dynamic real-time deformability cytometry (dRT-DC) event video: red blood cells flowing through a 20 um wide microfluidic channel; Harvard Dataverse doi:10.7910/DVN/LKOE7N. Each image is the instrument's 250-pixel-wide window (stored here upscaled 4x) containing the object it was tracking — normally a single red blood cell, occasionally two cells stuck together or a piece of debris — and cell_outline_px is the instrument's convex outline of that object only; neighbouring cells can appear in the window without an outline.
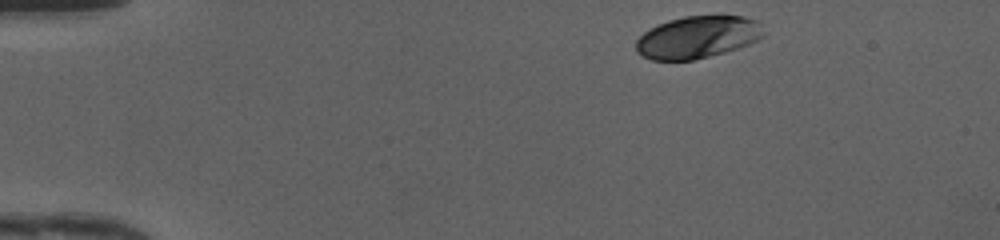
{"species": "human", "species_latin": "Homo sapiens", "temperature_condition": "cold", "stored_images_in_passage": 37, "camera_frame_rate_fps": 3000, "um_per_image_px": 0.085, "donor": {"sex": "female"}, "frame": {"image": 1, "passage_image": 1, "time_ms": 0.0, "image_size_px": [1000, 240], "cell_outline_px": [[764, 36], [748, 44], [724, 52], [692, 60], [652, 60], [636, 52], [636, 40], [648, 28], [668, 20], [684, 16], [716, 12], [720, 12], [744, 16], [756, 20]], "centroid_in_image_um": [59.28, 3.1], "position_along_channel_um": 25.7, "area_um2": 32.02}}
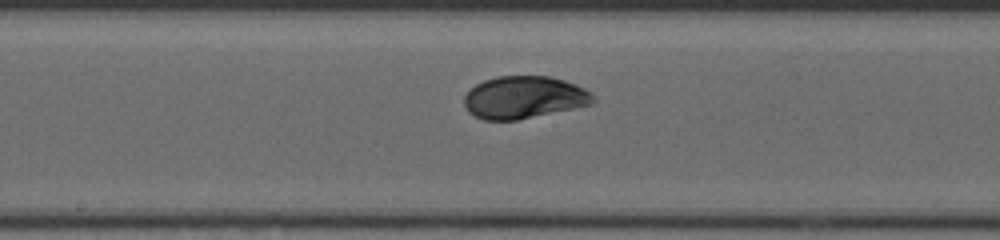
{"frame": {"image": 2, "passage_image": 20, "time_ms": 6.333, "image_size_px": [1000, 240], "cell_outline_px": [[596, 100], [592, 104], [516, 120], [484, 120], [468, 112], [464, 104], [464, 96], [476, 84], [484, 80], [500, 76], [548, 76], [564, 80], [576, 84], [592, 92], [596, 96]], "centroid_in_image_um": [44.56, 8.27], "position_along_channel_um": 203.6, "area_um2": 31.79}}
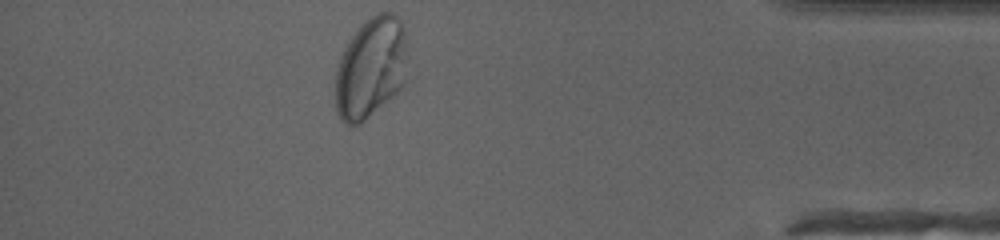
{"frame": {"image": 3, "passage_image": 37, "time_ms": 12.0, "image_size_px": [1000, 240], "cell_outline_px": [[408, 56], [404, 84], [392, 96], [360, 124], [344, 124], [340, 120], [336, 108], [336, 68], [344, 48], [348, 40], [356, 28], [364, 20], [376, 12], [392, 12], [400, 20], [404, 28]], "centroid_in_image_um": [31.52, 5.72], "position_along_channel_um": 403.7, "area_um2": 42.83}, "authors_computed_cell_mechanics": {"area_um2": 32.1368, "velocity_mm_per_s": 4.181, "shape_relaxation_time_tau1_ms": 3.3808, "shape_relaxation_time_tau2_ms": null, "deformation_change_tau1": 0.1416, "deformation_change_tau2": null}}